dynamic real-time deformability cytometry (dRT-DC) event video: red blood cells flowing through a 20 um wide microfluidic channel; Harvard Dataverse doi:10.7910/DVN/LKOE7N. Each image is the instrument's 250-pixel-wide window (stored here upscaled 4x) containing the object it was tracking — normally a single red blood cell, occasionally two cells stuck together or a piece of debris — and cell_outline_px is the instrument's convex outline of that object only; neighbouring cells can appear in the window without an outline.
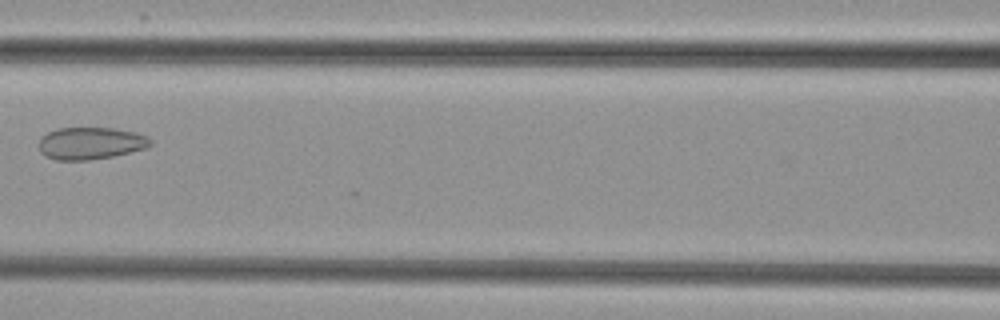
{"species": "common noctule bat (a hibernating species)", "species_latin": "Nyctalus noctula", "temperature_condition": "cold", "stored_images_in_passage": 5, "camera_frame_rate_fps": 3000, "um_per_image_px": 0.085, "animal": {"sex": "female", "body_mass_g": 29.2, "forearm_length_mm": 56.3}, "frame": {"image": 1, "passage_image": 4, "time_ms": 3.667, "image_size_px": [1000, 320], "cell_outline_px": [[152, 144], [148, 148], [112, 156], [88, 160], [56, 160], [44, 156], [40, 152], [40, 136], [56, 128], [112, 128], [136, 132], [148, 136], [152, 140]], "centroid_in_image_um": [7.71, 12.17], "position_along_channel_um": 158.9, "area_um2": 21.1}}
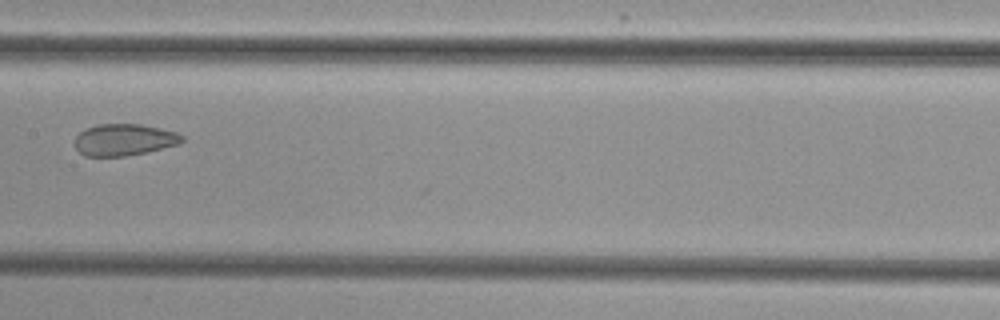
{"frame": {"image": 2, "passage_image": 5, "time_ms": 4.667, "image_size_px": [1000, 320], "cell_outline_px": [[184, 140], [180, 144], [144, 152], [124, 156], [84, 156], [76, 148], [76, 136], [80, 132], [88, 128], [100, 124], [140, 124], [176, 132], [184, 136]], "centroid_in_image_um": [10.57, 11.88], "position_along_channel_um": 196.8, "area_um2": 19.54}}